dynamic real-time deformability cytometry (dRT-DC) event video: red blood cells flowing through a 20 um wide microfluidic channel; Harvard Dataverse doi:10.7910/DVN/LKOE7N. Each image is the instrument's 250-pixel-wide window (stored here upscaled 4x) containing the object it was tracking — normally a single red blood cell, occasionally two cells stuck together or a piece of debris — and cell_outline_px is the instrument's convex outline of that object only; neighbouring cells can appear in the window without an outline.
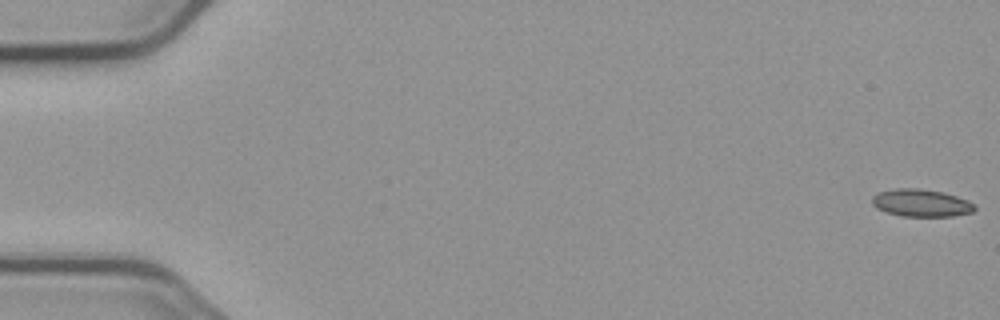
{"species": "common noctule bat (a hibernating species)", "species_latin": "Nyctalus noctula", "temperature_condition": "cold", "stored_images_in_passage": 6, "camera_frame_rate_fps": 3000, "um_per_image_px": 0.085, "animal": {"sex": "male", "body_mass_g": 23.1, "forearm_length_mm": 52.7}, "frame": {"image": 1, "passage_image": 1, "time_ms": 0.0, "image_size_px": [1000, 320], "cell_outline_px": [[976, 208], [972, 212], [952, 216], [900, 216], [876, 208], [872, 204], [872, 196], [880, 192], [896, 188], [916, 188], [940, 192], [956, 196], [968, 200]], "centroid_in_image_um": [78.27, 17.25], "position_along_channel_um": 6.7, "area_um2": 16.18}}
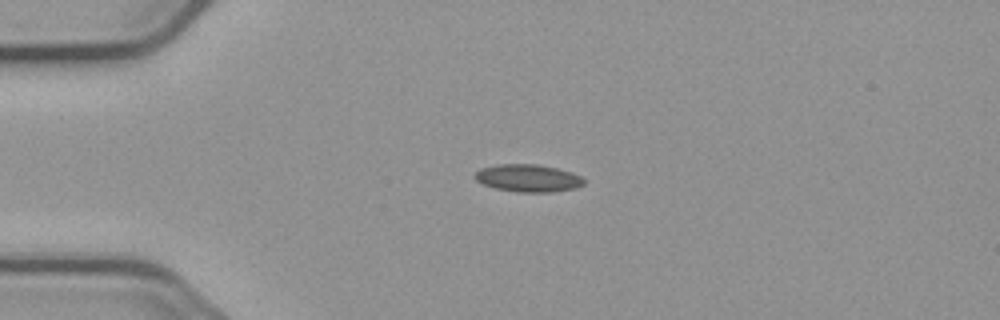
{"frame": {"image": 2, "passage_image": 4, "time_ms": 4.333, "image_size_px": [1000, 320], "cell_outline_px": [[584, 184], [576, 188], [552, 192], [516, 192], [496, 188], [484, 184], [476, 180], [472, 176], [480, 168], [500, 164], [536, 164], [556, 168], [572, 172], [580, 176], [584, 180]], "centroid_in_image_um": [44.88, 15.14], "position_along_channel_um": 40.1, "area_um2": 17.46}}
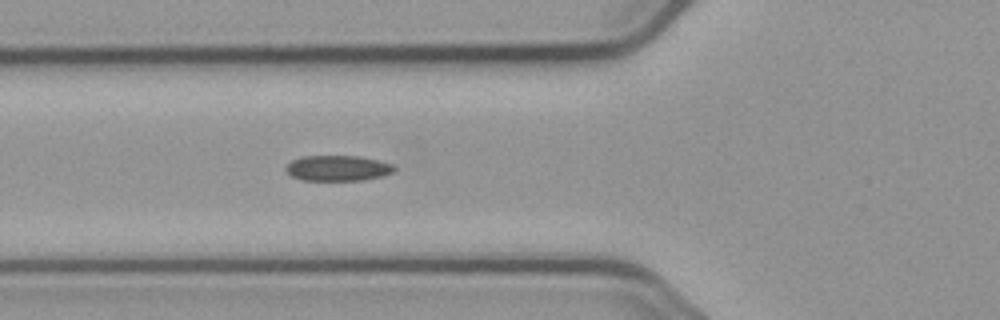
{"frame": {"image": 3, "passage_image": 6, "time_ms": 6.667, "image_size_px": [1000, 320], "cell_outline_px": [[396, 168], [392, 172], [384, 176], [364, 180], [300, 180], [292, 176], [284, 168], [292, 160], [304, 156], [360, 156], [392, 164]], "centroid_in_image_um": [28.71, 14.3], "position_along_channel_um": 97.1, "area_um2": 16.07}}